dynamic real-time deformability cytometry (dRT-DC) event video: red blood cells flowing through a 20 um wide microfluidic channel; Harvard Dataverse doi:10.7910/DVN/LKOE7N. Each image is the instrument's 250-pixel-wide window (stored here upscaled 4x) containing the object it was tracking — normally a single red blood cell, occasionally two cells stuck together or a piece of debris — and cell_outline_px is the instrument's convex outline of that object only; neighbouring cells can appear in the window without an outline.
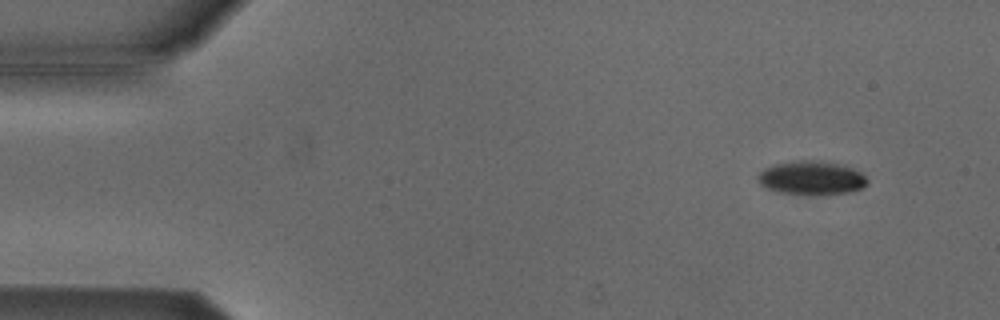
{"species": "Egyptian fruit bat (a non-hibernating species)", "species_latin": "Rousettus aegyptiacus", "temperature_condition": "cold", "stored_images_in_passage": 48, "camera_frame_rate_fps": 3000, "um_per_image_px": 0.085, "animal": {"sex": "male"}, "frame": {"image": 1, "passage_image": 1, "time_ms": 0.0, "image_size_px": [1000, 320], "cell_outline_px": [[868, 184], [864, 188], [848, 192], [780, 192], [764, 188], [760, 184], [760, 172], [764, 168], [776, 164], [796, 160], [820, 160], [844, 164], [860, 172], [868, 180]], "centroid_in_image_um": [69.01, 15.07], "position_along_channel_um": 16.0, "area_um2": 20.87}}
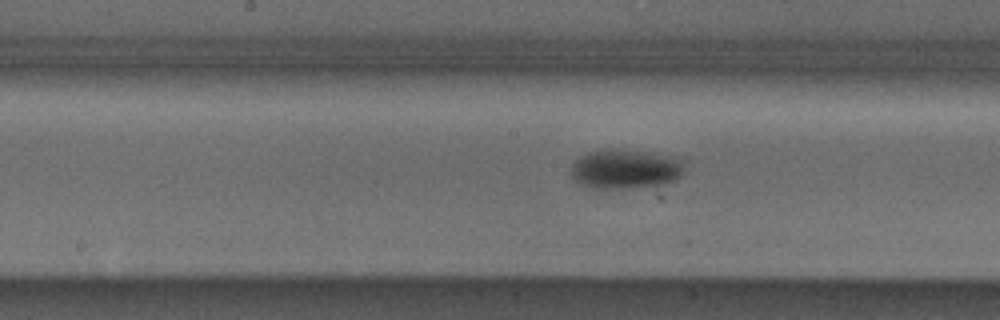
{"frame": {"image": 2, "passage_image": 23, "time_ms": 7.333, "image_size_px": [1000, 320], "cell_outline_px": [[684, 172], [676, 180], [660, 184], [620, 188], [592, 188], [572, 180], [568, 172], [572, 164], [580, 156], [588, 152], [612, 148], [652, 152], [676, 156], [684, 160]], "centroid_in_image_um": [53.15, 14.34], "position_along_channel_um": 195.1, "area_um2": 26.47}}
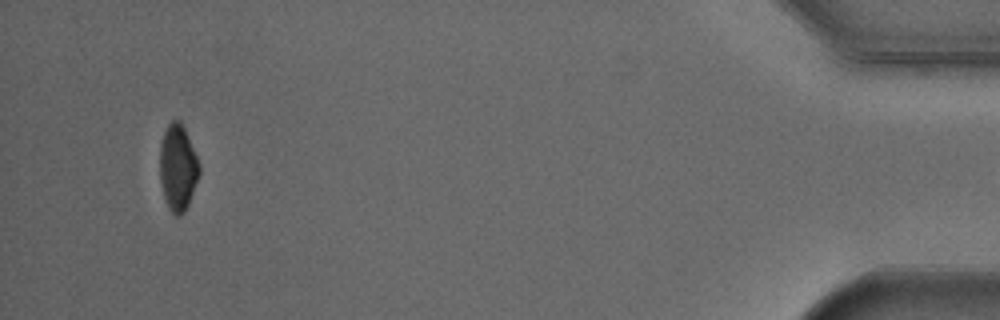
{"frame": {"image": 3, "passage_image": 47, "time_ms": 15.333, "image_size_px": [1000, 320], "cell_outline_px": [[200, 176], [188, 204], [184, 212], [180, 216], [176, 216], [168, 208], [164, 196], [160, 180], [160, 144], [164, 132], [168, 124], [172, 120], [180, 120], [184, 128], [200, 164]], "centroid_in_image_um": [15.12, 14.25], "position_along_channel_um": 420.1, "area_um2": 19.83}}